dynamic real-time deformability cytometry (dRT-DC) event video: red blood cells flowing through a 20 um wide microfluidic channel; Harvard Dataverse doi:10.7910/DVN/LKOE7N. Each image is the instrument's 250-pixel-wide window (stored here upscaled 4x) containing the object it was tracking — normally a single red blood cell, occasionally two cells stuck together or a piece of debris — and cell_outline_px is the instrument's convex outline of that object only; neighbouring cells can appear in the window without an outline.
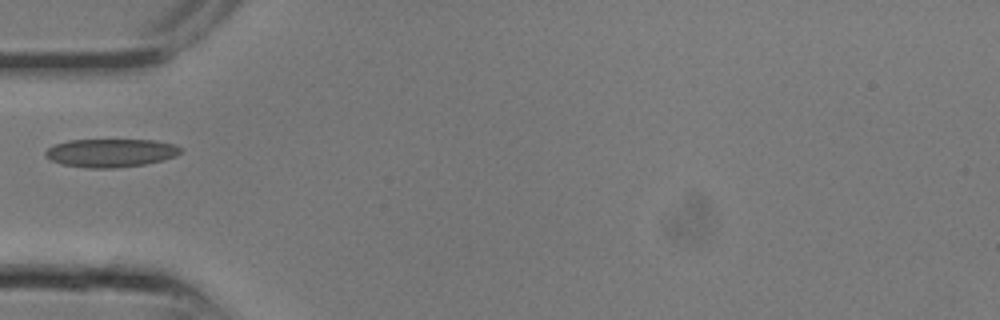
{"species": "common noctule bat (a hibernating species)", "species_latin": "Nyctalus noctula", "temperature_condition": "room temperature", "stored_images_in_passage": 8, "camera_frame_rate_fps": 3000, "um_per_image_px": 0.085, "animal": {"sex": "male", "body_mass_g": 13.3}, "frame": {"image": 1, "passage_image": 1, "time_ms": 0.0, "image_size_px": [1000, 320], "cell_outline_px": [[184, 148], [176, 156], [164, 160], [144, 164], [116, 168], [84, 168], [60, 164], [44, 156], [44, 152], [48, 148], [56, 144], [68, 140], [156, 140], [176, 144]], "centroid_in_image_um": [9.43, 13.0], "position_along_channel_um": 75.6, "area_um2": 22.54}}
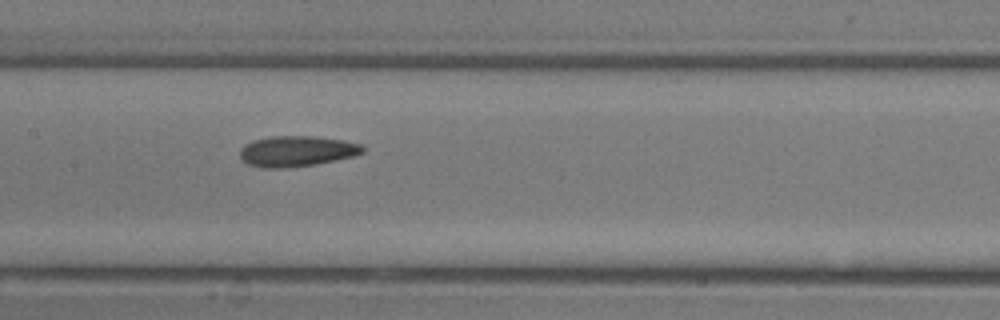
{"frame": {"image": 2, "passage_image": 5, "time_ms": 1.333, "image_size_px": [1000, 320], "cell_outline_px": [[364, 152], [352, 156], [316, 164], [284, 168], [264, 168], [248, 164], [240, 156], [240, 148], [244, 144], [252, 140], [272, 136], [312, 136], [344, 140], [360, 144], [364, 148]], "centroid_in_image_um": [25.19, 12.84], "position_along_channel_um": 182.2, "area_um2": 21.85}}
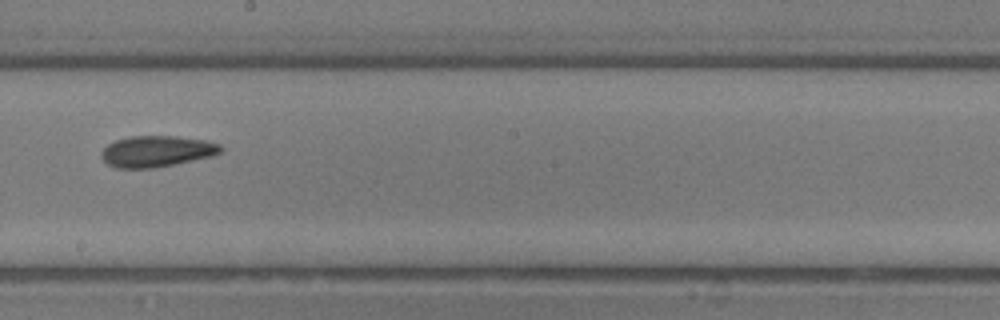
{"frame": {"image": 3, "passage_image": 7, "time_ms": 2.0, "image_size_px": [1000, 320], "cell_outline_px": [[224, 148], [220, 152], [212, 156], [152, 168], [116, 168], [108, 164], [100, 156], [100, 152], [108, 144], [116, 140], [132, 136], [176, 136], [208, 140], [220, 144]], "centroid_in_image_um": [13.32, 12.85], "position_along_channel_um": 234.9, "area_um2": 21.62}}